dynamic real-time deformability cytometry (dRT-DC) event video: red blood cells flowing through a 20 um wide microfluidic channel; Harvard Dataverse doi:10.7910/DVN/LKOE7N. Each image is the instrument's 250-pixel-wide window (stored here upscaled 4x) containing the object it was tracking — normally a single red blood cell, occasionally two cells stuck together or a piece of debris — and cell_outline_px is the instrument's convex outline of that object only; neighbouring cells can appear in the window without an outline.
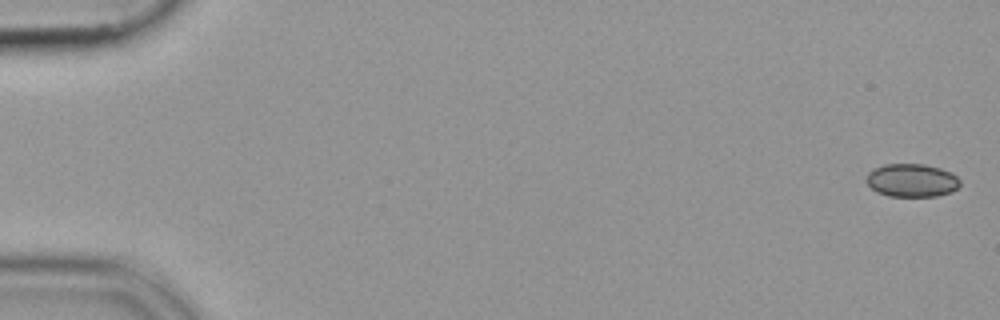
{"species": "common noctule bat (a hibernating species)", "species_latin": "Nyctalus noctula", "temperature_condition": "cold", "stored_images_in_passage": 53, "camera_frame_rate_fps": 3000, "um_per_image_px": 0.085, "animal": {"sex": "female", "body_mass_g": 19.9}, "frame": {"image": 1, "passage_image": 1, "time_ms": 0.0, "image_size_px": [1000, 320], "cell_outline_px": [[960, 184], [952, 192], [936, 196], [888, 196], [876, 192], [864, 180], [868, 172], [872, 168], [884, 164], [924, 164], [940, 168], [952, 172], [960, 180]], "centroid_in_image_um": [77.47, 15.32], "position_along_channel_um": 7.5, "area_um2": 18.32}}
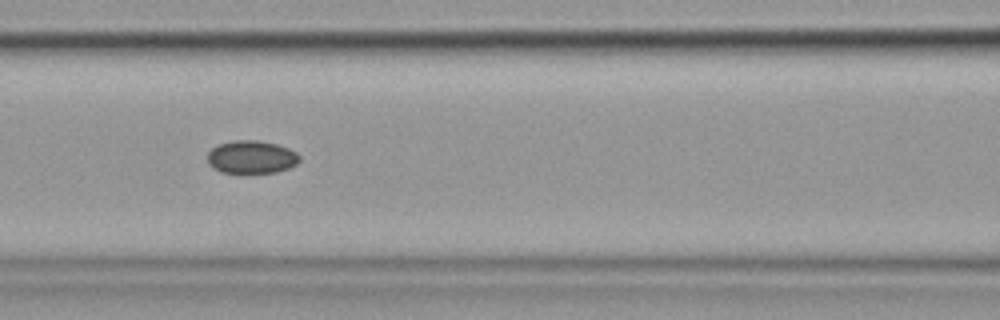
{"frame": {"image": 2, "passage_image": 24, "time_ms": 7.667, "image_size_px": [1000, 320], "cell_outline_px": [[300, 160], [296, 164], [288, 168], [276, 172], [220, 172], [212, 168], [208, 164], [208, 152], [212, 148], [220, 144], [232, 140], [256, 140], [276, 144], [288, 148], [296, 152], [300, 156]], "centroid_in_image_um": [21.36, 13.34], "position_along_channel_um": 145.2, "area_um2": 17.57}}
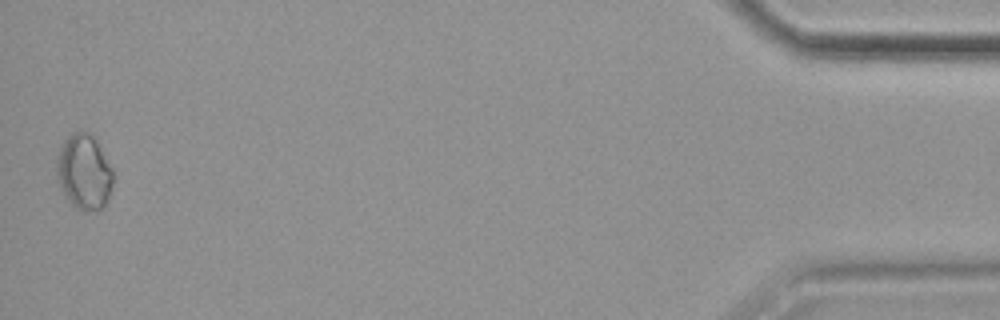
{"frame": {"image": 3, "passage_image": 53, "time_ms": 17.333, "image_size_px": [1000, 320], "cell_outline_px": [[112, 188], [108, 200], [100, 212], [84, 212], [76, 208], [72, 204], [56, 180], [56, 164], [60, 148], [64, 140], [72, 132], [80, 128], [84, 128], [96, 140], [112, 168]], "centroid_in_image_um": [7.15, 14.62], "position_along_channel_um": 428.1, "area_um2": 25.14}}